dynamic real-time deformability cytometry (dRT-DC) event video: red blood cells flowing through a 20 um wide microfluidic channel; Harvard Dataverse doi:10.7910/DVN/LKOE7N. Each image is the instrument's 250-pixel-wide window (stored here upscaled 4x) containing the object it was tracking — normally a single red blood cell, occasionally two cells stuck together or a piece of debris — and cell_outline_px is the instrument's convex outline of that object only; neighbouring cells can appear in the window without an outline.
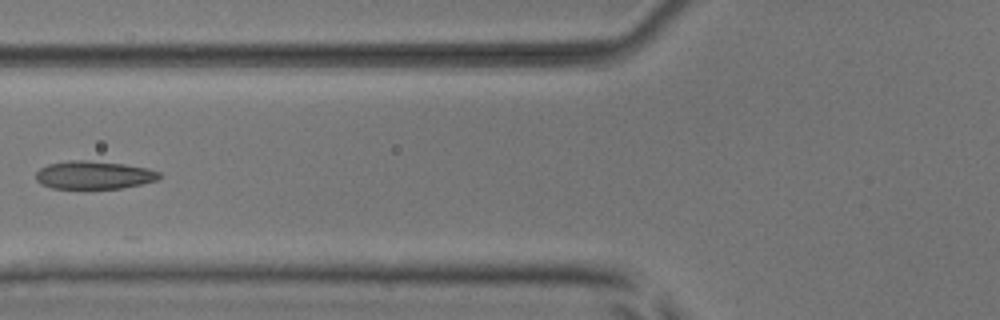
{"species": "common noctule bat (a hibernating species)", "species_latin": "Nyctalus noctula", "temperature_condition": "room temperature", "stored_images_in_passage": 5, "camera_frame_rate_fps": 3000, "um_per_image_px": 0.085, "animal": {"sex": "male", "body_mass_g": 17.9, "forearm_length_mm": 54.2}, "frame": {"image": 1, "passage_image": 5, "time_ms": 1.333, "image_size_px": [1000, 320], "cell_outline_px": [[160, 176], [156, 180], [140, 184], [120, 188], [52, 188], [40, 184], [36, 180], [36, 172], [40, 168], [48, 164], [68, 160], [84, 160], [124, 164], [148, 168], [160, 172]], "centroid_in_image_um": [7.94, 14.87], "position_along_channel_um": 117.9, "area_um2": 20.06}}